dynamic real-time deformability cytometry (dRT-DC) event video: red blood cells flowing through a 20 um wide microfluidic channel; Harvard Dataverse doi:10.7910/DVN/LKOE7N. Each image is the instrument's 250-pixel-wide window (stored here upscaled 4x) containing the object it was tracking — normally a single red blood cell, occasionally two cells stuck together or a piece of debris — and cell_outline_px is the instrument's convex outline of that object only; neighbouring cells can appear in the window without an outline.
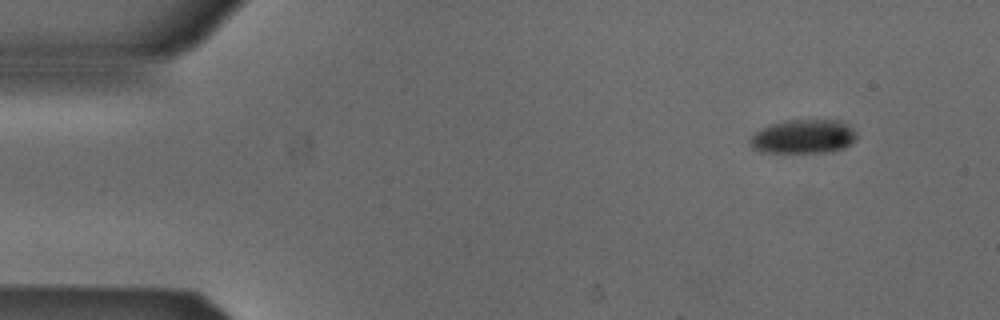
{"species": "Egyptian fruit bat (a non-hibernating species)", "species_latin": "Rousettus aegyptiacus", "temperature_condition": "cold", "stored_images_in_passage": 3, "camera_frame_rate_fps": 3000, "um_per_image_px": 0.085, "animal": {"sex": "male"}, "frame": {"image": 1, "passage_image": 1, "time_ms": 0.0, "image_size_px": [1000, 320], "cell_outline_px": [[856, 136], [844, 148], [824, 152], [760, 152], [752, 148], [748, 144], [748, 140], [760, 128], [772, 124], [788, 120], [844, 120], [856, 132]], "centroid_in_image_um": [68.25, 11.6], "position_along_channel_um": 16.8, "area_um2": 21.04}}